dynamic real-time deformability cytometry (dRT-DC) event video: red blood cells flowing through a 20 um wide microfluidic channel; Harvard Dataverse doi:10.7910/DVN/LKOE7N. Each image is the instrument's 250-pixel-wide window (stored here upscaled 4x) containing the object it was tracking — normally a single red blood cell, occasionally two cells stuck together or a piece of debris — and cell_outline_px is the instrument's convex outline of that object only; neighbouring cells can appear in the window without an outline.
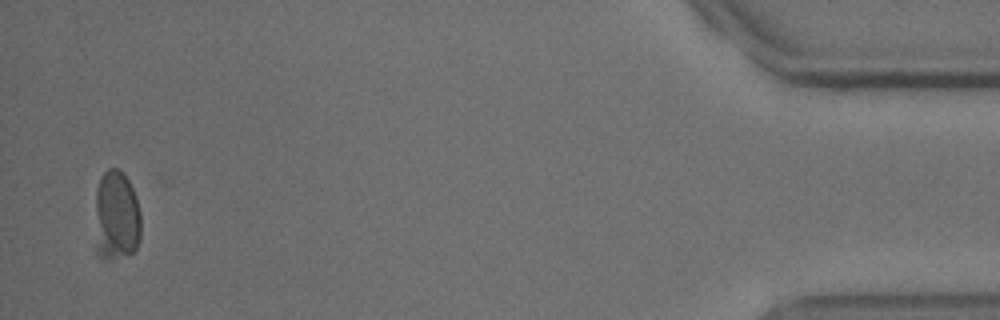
{"species": "common noctule bat (a hibernating species)", "species_latin": "Nyctalus noctula", "temperature_condition": "cold", "stored_images_in_passage": 45, "camera_frame_rate_fps": 3000, "um_per_image_px": 0.085, "animal": {"sex": "male", "body_mass_g": 18.8}, "frame": {"image": 1, "passage_image": 43, "time_ms": 14.0, "image_size_px": [1000, 320], "cell_outline_px": [[140, 240], [136, 248], [132, 252], [108, 260], [104, 260], [96, 256], [96, 188], [100, 176], [108, 168], [116, 168], [128, 180], [136, 196], [140, 212]], "centroid_in_image_um": [9.87, 18.37], "position_along_channel_um": 425.3, "area_um2": 24.33}}